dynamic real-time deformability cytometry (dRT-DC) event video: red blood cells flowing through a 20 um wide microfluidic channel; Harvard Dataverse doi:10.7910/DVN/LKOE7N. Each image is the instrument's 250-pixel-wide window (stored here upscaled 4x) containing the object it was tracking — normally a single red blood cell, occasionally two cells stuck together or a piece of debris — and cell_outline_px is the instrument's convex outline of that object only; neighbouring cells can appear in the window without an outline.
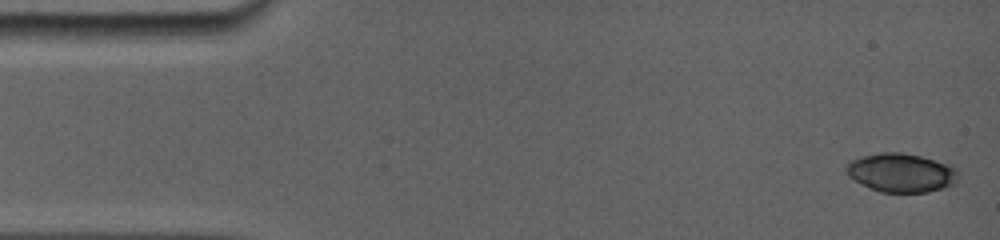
{"species": "common noctule bat (a hibernating species)", "species_latin": "Nyctalus noctula", "temperature_condition": "room temperature", "stored_images_in_passage": 31, "camera_frame_rate_fps": 5000, "um_per_image_px": 0.085, "animal": {"sex": "female", "body_mass_g": 19.0, "forearm_length_mm": 56.7}, "frame": {"image": 1, "passage_image": 1, "time_ms": 0.0, "image_size_px": [1000, 240], "cell_outline_px": [[956, 172], [952, 184], [940, 188], [924, 192], [880, 192], [856, 180], [848, 172], [848, 164], [856, 160], [868, 156], [916, 156], [932, 160], [952, 168]], "centroid_in_image_um": [76.61, 14.76], "position_along_channel_um": 8.4, "area_um2": 22.66}}
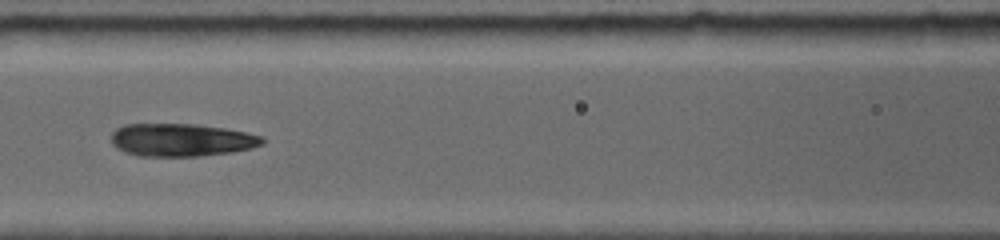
{"frame": {"image": 2, "passage_image": 14, "time_ms": 6.8, "image_size_px": [1000, 240], "cell_outline_px": [[264, 140], [260, 144], [248, 148], [228, 152], [196, 156], [140, 156], [128, 152], [120, 148], [112, 140], [112, 132], [116, 128], [128, 124], [188, 124], [220, 128], [244, 132], [260, 136]], "centroid_in_image_um": [15.37, 11.89], "position_along_channel_um": 151.2, "area_um2": 27.92}}
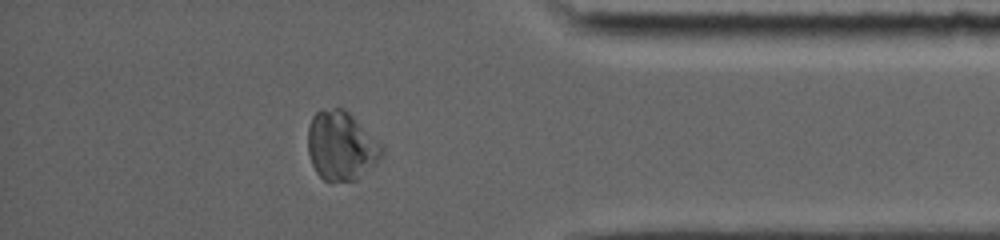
{"frame": {"image": 3, "passage_image": 27, "time_ms": 13.8, "image_size_px": [1000, 240], "cell_outline_px": [[384, 156], [356, 180], [332, 184], [324, 180], [316, 172], [312, 164], [308, 152], [308, 128], [312, 116], [316, 112], [332, 108], [344, 108], [384, 148]], "centroid_in_image_um": [28.98, 12.45], "position_along_channel_um": 406.2, "area_um2": 29.77}, "authors_computed_cell_mechanics": {"area_um2": 28.033, "velocity_mm_per_s": 3.822, "shape_relaxation_time_tau1_ms": 7.8199, "shape_relaxation_time_tau2_ms": 2.1056, "deformation_change_tau1": 0.1538, "deformation_change_tau2": 0.0641}}